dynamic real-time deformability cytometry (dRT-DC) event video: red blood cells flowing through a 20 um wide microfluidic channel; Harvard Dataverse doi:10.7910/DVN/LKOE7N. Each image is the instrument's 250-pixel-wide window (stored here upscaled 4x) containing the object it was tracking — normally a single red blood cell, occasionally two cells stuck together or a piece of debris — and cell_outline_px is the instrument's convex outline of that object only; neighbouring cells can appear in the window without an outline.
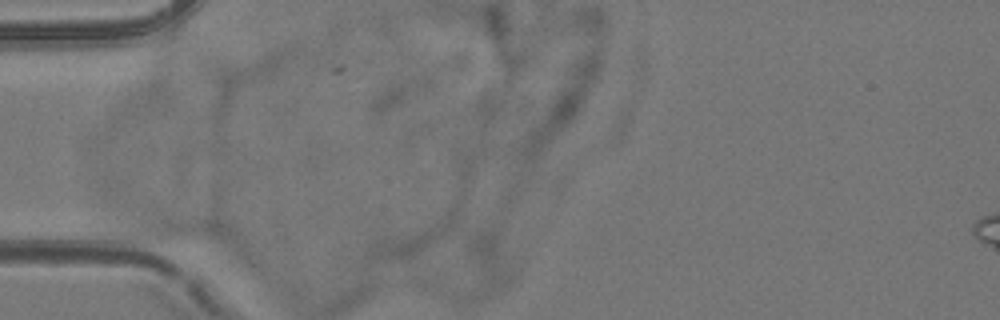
{"species": "common noctule bat (a hibernating species)", "species_latin": "Nyctalus noctula", "temperature_condition": "room temperature", "stored_images_in_passage": 4, "camera_frame_rate_fps": 3000, "um_per_image_px": 0.085, "animal": {"sex": "female", "body_mass_g": 24.6, "forearm_length_mm": 56.2}, "frame": {"image": 1, "passage_image": 1, "time_ms": 0.0, "image_size_px": [1000, 320], "cell_outline_px": [[224, 236], [216, 240], [160, 240], [136, 236], [116, 228], [104, 220], [104, 216], [108, 212], [116, 208], [144, 208], [216, 220], [220, 224]], "centroid_in_image_um": [13.91, 19.11], "position_along_channel_um": 71.1, "area_um2": 20.29}}